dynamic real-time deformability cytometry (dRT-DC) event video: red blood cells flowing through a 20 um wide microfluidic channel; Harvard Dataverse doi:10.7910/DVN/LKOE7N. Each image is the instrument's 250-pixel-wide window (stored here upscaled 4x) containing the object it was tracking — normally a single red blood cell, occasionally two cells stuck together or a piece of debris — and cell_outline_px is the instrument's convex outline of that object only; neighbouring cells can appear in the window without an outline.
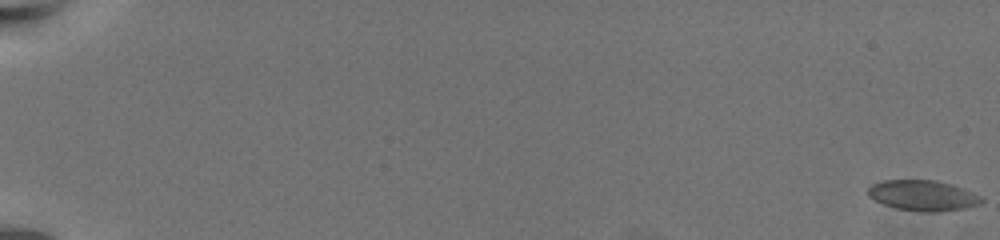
{"species": "common noctule bat (a hibernating species)", "species_latin": "Nyctalus noctula", "temperature_condition": "warm", "stored_images_in_passage": 67, "segment_of_instrument_passage": [1, 2], "camera_frame_rate_fps": 3000, "um_per_image_px": 0.085, "animal": {"sex": "female", "body_mass_g": 19.5, "forearm_length_mm": 54.1}, "frame": {"image": 1, "passage_image": 1, "time_ms": 0.0, "image_size_px": [1000, 240], "cell_outline_px": [[984, 200], [980, 204], [964, 208], [932, 212], [924, 212], [896, 208], [884, 204], [868, 196], [868, 188], [872, 184], [880, 180], [936, 180], [960, 188], [980, 196]], "centroid_in_image_um": [78.4, 16.61], "position_along_channel_um": 6.6, "area_um2": 19.83}}
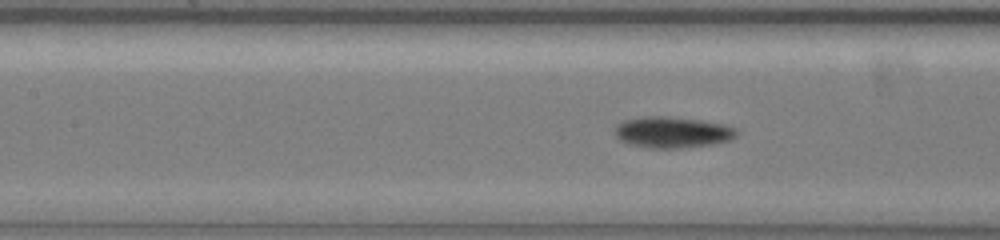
{"frame": {"image": 2, "passage_image": 34, "time_ms": 11.0, "image_size_px": [1000, 240], "cell_outline_px": [[736, 136], [732, 140], [712, 144], [680, 148], [644, 148], [628, 144], [620, 140], [616, 136], [616, 124], [624, 120], [644, 116], [664, 116], [700, 120], [724, 124], [736, 128]], "centroid_in_image_um": [57.14, 11.25], "position_along_channel_um": 150.3, "area_um2": 22.2}}
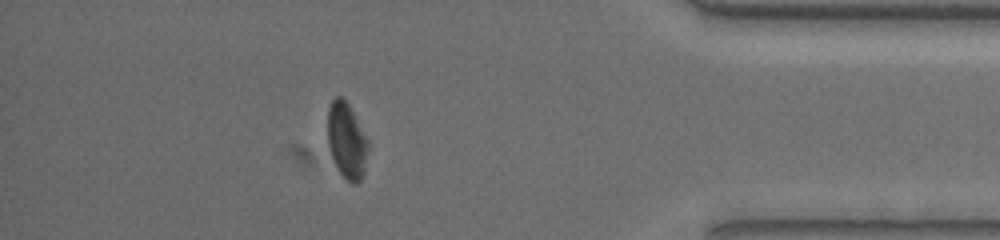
{"frame": {"image": 3, "passage_image": 59, "time_ms": 19.333, "image_size_px": [1000, 240], "cell_outline_px": [[368, 148], [364, 172], [360, 180], [356, 184], [352, 184], [340, 172], [328, 148], [328, 108], [332, 100], [336, 96], [340, 96], [348, 104], [368, 140]], "centroid_in_image_um": [29.46, 11.96], "position_along_channel_um": 405.7, "area_um2": 17.57}}